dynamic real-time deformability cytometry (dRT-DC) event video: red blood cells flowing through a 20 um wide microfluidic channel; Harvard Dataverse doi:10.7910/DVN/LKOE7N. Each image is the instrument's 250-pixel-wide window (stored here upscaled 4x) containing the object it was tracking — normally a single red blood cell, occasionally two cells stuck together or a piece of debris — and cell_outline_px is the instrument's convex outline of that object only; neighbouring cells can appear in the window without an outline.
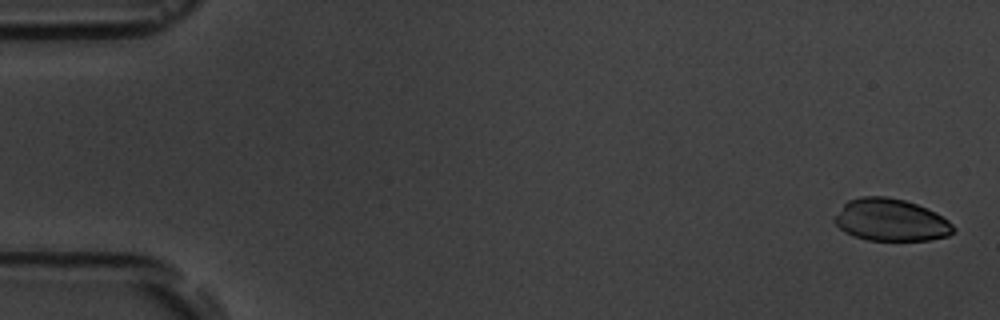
{"species": "common noctule bat (a hibernating species)", "species_latin": "Nyctalus noctula", "temperature_condition": "room temperature", "stored_images_in_passage": 5, "camera_frame_rate_fps": 3000, "um_per_image_px": 0.085, "animal": {"sex": "male", "body_mass_g": 19.5, "forearm_length_mm": 54.6}, "frame": {"image": 1, "passage_image": 1, "time_ms": 0.0, "image_size_px": [1000, 320], "cell_outline_px": [[956, 232], [948, 236], [928, 240], [868, 240], [852, 236], [844, 232], [832, 220], [844, 204], [848, 200], [860, 196], [888, 196], [904, 200], [916, 204], [936, 212], [948, 220], [956, 228]], "centroid_in_image_um": [75.73, 18.7], "position_along_channel_um": 9.3, "area_um2": 29.42}}